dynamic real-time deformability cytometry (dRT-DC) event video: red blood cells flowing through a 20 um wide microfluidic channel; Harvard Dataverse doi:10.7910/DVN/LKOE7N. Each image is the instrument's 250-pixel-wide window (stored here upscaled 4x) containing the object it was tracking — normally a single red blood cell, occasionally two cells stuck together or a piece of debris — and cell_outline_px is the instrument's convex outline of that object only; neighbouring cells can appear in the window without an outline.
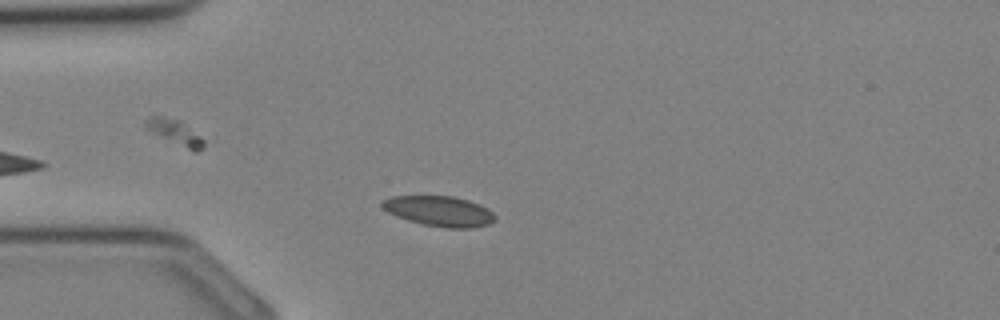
{"species": "Egyptian fruit bat (a non-hibernating species)", "species_latin": "Rousettus aegyptiacus", "temperature_condition": "cold", "stored_images_in_passage": 24, "camera_frame_rate_fps": 3000, "um_per_image_px": 0.085, "animal": {"sex": "female"}, "frame": {"image": 1, "passage_image": 5, "time_ms": 1.333, "image_size_px": [1000, 320], "cell_outline_px": [[496, 220], [488, 224], [472, 228], [448, 228], [424, 224], [408, 220], [396, 216], [388, 212], [380, 204], [384, 200], [392, 196], [452, 196], [468, 200], [480, 204], [488, 208], [496, 216]], "centroid_in_image_um": [37.38, 17.94], "position_along_channel_um": 47.6, "area_um2": 19.83}}
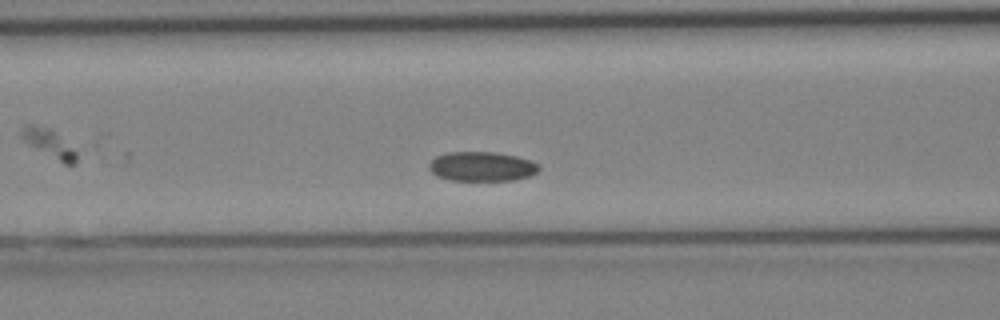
{"frame": {"image": 2, "passage_image": 10, "time_ms": 3.0, "image_size_px": [1000, 320], "cell_outline_px": [[540, 168], [536, 172], [528, 176], [512, 180], [452, 180], [436, 176], [428, 168], [428, 164], [436, 156], [448, 152], [496, 152], [516, 156], [532, 160], [540, 164]], "centroid_in_image_um": [40.96, 14.14], "position_along_channel_um": 125.6, "area_um2": 18.9}}
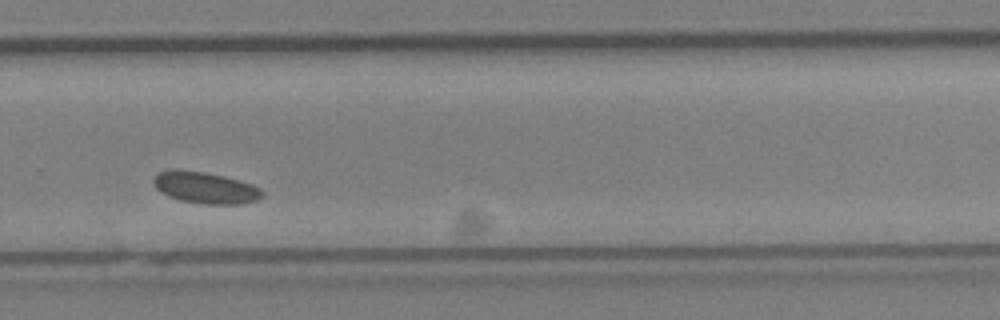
{"frame": {"image": 3, "passage_image": 20, "time_ms": 6.333, "image_size_px": [1000, 320], "cell_outline_px": [[264, 196], [256, 200], [240, 204], [204, 204], [180, 200], [168, 196], [160, 192], [156, 188], [152, 180], [160, 172], [176, 168], [204, 172], [224, 176], [252, 184], [260, 188], [264, 192]], "centroid_in_image_um": [17.45, 15.95], "position_along_channel_um": 312.3, "area_um2": 20.06}}